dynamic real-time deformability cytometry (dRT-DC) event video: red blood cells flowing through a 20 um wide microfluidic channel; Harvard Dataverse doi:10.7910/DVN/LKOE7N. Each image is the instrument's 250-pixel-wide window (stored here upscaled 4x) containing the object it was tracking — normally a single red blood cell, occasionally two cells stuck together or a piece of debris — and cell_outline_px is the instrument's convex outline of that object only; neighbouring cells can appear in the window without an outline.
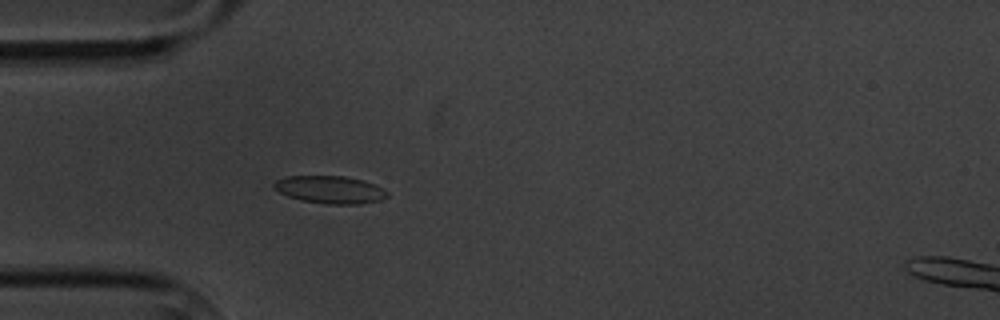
{"species": "common noctule bat (a hibernating species)", "species_latin": "Nyctalus noctula", "temperature_condition": "cold", "stored_images_in_passage": 4, "camera_frame_rate_fps": 3000, "um_per_image_px": 0.085, "animal": {"sex": "male", "body_mass_g": 20.1, "forearm_length_mm": 53.5}, "frame": {"image": 1, "passage_image": 4, "time_ms": 3.667, "image_size_px": [1000, 320], "cell_outline_px": [[388, 196], [380, 200], [360, 204], [324, 204], [300, 200], [288, 196], [280, 192], [272, 184], [276, 180], [288, 176], [344, 176], [360, 180], [372, 184], [388, 192]], "centroid_in_image_um": [28.03, 16.13], "position_along_channel_um": 57.0, "area_um2": 17.98}}